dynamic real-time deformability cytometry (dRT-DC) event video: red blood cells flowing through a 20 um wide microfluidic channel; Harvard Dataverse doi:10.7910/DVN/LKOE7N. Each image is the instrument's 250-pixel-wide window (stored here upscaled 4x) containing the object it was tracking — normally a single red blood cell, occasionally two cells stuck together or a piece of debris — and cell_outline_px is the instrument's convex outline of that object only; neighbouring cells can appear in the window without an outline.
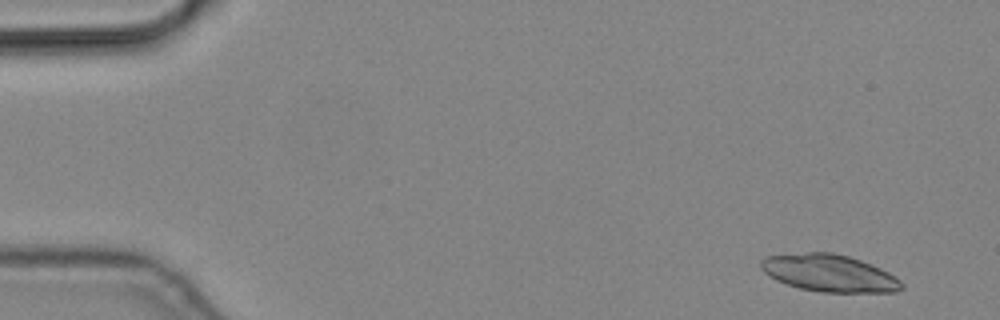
{"species": "common noctule bat (a hibernating species)", "species_latin": "Nyctalus noctula", "temperature_condition": "cold", "stored_images_in_passage": 6, "camera_frame_rate_fps": 3000, "um_per_image_px": 0.085, "animal": {"sex": "male", "body_mass_g": 19.2, "forearm_length_mm": 51.8}, "frame": {"image": 1, "passage_image": 2, "time_ms": 0.333, "image_size_px": [1000, 320], "cell_outline_px": [[904, 288], [896, 292], [820, 292], [800, 288], [776, 280], [764, 272], [760, 268], [760, 260], [768, 256], [808, 252], [832, 252], [848, 256], [860, 260], [880, 268], [896, 276], [904, 284]], "centroid_in_image_um": [70.51, 23.22], "position_along_channel_um": 14.5, "area_um2": 30.46}}